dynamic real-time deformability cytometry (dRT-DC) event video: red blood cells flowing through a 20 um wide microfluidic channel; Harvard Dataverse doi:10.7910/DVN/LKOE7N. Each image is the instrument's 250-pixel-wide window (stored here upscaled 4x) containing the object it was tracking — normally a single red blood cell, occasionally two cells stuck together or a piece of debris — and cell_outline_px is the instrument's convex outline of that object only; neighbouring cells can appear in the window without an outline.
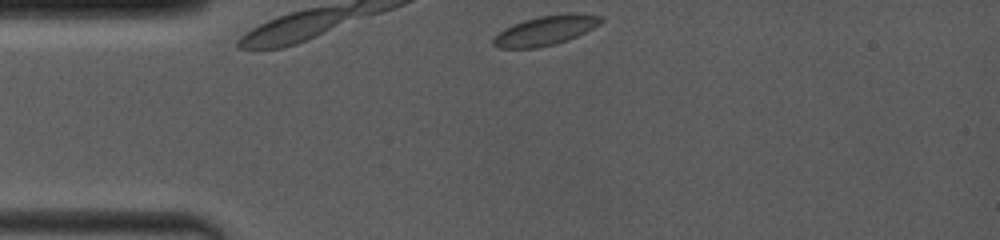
{"species": "common noctule bat (a hibernating species)", "species_latin": "Nyctalus noctula", "temperature_condition": "room temperature", "stored_images_in_passage": 9, "camera_frame_rate_fps": 4000, "um_per_image_px": 0.085, "animal": {"sex": "female", "body_mass_g": 19.0, "forearm_length_mm": 53.3}, "frame": {"image": 1, "passage_image": 1, "time_ms": 0.0, "image_size_px": [1000, 240], "cell_outline_px": [[604, 20], [600, 24], [568, 40], [556, 44], [536, 48], [500, 48], [492, 44], [492, 40], [504, 28], [512, 24], [524, 20], [540, 16], [568, 12], [604, 16]], "centroid_in_image_um": [46.39, 2.58], "position_along_channel_um": 38.6, "area_um2": 18.55}}